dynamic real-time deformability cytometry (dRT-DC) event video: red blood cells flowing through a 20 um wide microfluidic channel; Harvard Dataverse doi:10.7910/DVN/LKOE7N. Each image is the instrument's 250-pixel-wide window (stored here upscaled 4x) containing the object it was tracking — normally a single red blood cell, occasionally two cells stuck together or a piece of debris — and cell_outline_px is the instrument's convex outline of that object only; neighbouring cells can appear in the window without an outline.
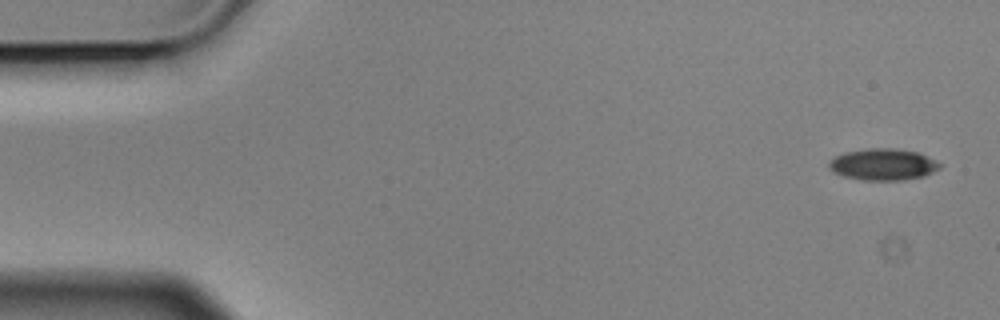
{"species": "Egyptian fruit bat (a non-hibernating species)", "species_latin": "Rousettus aegyptiacus", "temperature_condition": "cold", "stored_images_in_passage": 4, "camera_frame_rate_fps": 3000, "um_per_image_px": 0.085, "animal": {"sex": "male"}, "frame": {"image": 1, "passage_image": 1, "time_ms": 0.0, "image_size_px": [1000, 320], "cell_outline_px": [[944, 164], [940, 168], [924, 176], [900, 180], [860, 180], [844, 176], [832, 172], [828, 168], [828, 164], [836, 156], [844, 152], [868, 148], [896, 148], [920, 152]], "centroid_in_image_um": [75.09, 13.97], "position_along_channel_um": 9.9, "area_um2": 20.63}}
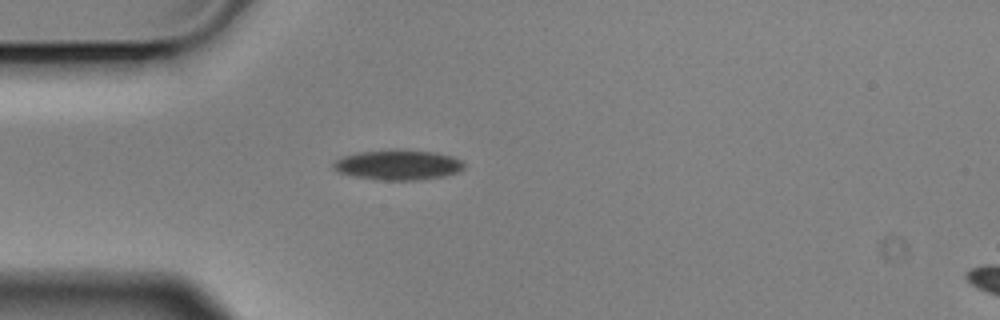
{"frame": {"image": 2, "passage_image": 4, "time_ms": 1.0, "image_size_px": [1000, 320], "cell_outline_px": [[464, 168], [460, 172], [444, 176], [420, 180], [376, 180], [352, 176], [336, 172], [332, 168], [332, 164], [340, 156], [360, 152], [400, 148], [436, 152], [452, 156], [460, 160], [464, 164]], "centroid_in_image_um": [33.81, 14.01], "position_along_channel_um": 51.2, "area_um2": 23.52}}